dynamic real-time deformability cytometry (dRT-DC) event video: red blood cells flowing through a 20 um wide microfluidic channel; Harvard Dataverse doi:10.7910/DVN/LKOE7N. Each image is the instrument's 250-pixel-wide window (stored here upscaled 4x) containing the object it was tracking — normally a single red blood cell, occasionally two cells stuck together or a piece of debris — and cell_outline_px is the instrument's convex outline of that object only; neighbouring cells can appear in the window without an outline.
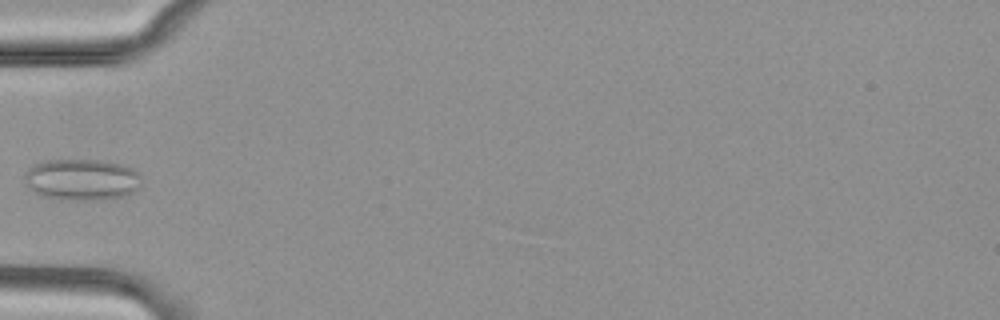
{"species": "common noctule bat (a hibernating species)", "species_latin": "Nyctalus noctula", "temperature_condition": "cold", "stored_images_in_passage": 34, "camera_frame_rate_fps": 3000, "um_per_image_px": 0.085, "animal": {"sex": "female", "body_mass_g": 29.2, "forearm_length_mm": 56.3}, "frame": {"image": 1, "passage_image": 1, "time_ms": 0.0, "image_size_px": [1000, 320], "cell_outline_px": [[140, 188], [128, 196], [112, 200], [68, 200], [40, 196], [24, 180], [24, 176], [28, 168], [44, 160], [104, 160], [120, 164], [132, 168], [140, 176]], "centroid_in_image_um": [7.01, 15.28], "position_along_channel_um": 78.0, "area_um2": 28.55}}
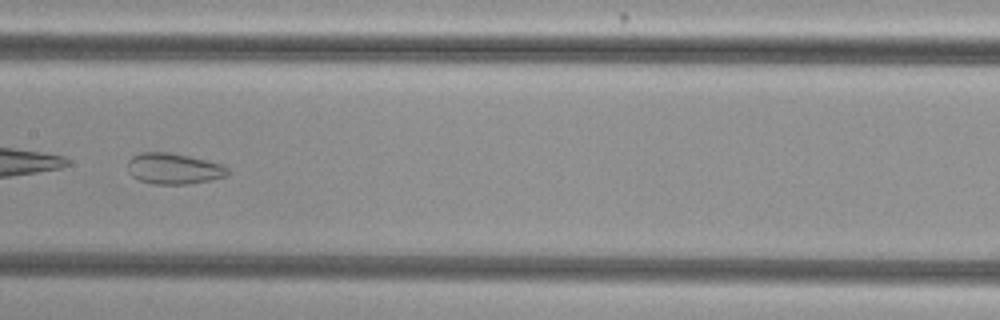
{"frame": {"image": 2, "passage_image": 10, "time_ms": 3.0, "image_size_px": [1000, 320], "cell_outline_px": [[228, 176], [188, 184], [152, 184], [140, 180], [132, 176], [128, 172], [128, 160], [136, 152], [168, 152], [188, 156], [224, 164], [228, 168]], "centroid_in_image_um": [14.75, 14.33], "position_along_channel_um": 192.7, "area_um2": 18.15}}